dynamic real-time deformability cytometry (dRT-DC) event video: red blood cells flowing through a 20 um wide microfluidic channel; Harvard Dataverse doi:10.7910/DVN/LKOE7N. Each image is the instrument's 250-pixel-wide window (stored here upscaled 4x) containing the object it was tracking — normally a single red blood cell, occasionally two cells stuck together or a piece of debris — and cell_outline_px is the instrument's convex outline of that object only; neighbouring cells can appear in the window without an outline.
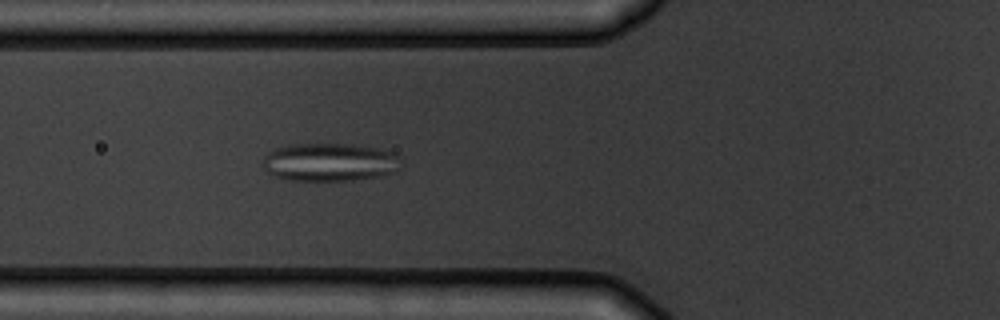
{"species": "common noctule bat (a hibernating species)", "species_latin": "Nyctalus noctula", "temperature_condition": "warm", "stored_images_in_passage": 6, "camera_frame_rate_fps": 3000, "um_per_image_px": 0.085, "animal": {"sex": "male", "body_mass_g": 19.5, "forearm_length_mm": 54.6}, "frame": {"image": 1, "passage_image": 6, "time_ms": 5.667, "image_size_px": [1000, 320], "cell_outline_px": [[404, 164], [396, 172], [380, 176], [352, 180], [292, 180], [272, 176], [264, 168], [264, 156], [268, 152], [276, 148], [288, 144], [352, 144], [380, 148], [392, 152], [400, 156]], "centroid_in_image_um": [28.09, 13.78], "position_along_channel_um": 97.7, "area_um2": 31.1}}